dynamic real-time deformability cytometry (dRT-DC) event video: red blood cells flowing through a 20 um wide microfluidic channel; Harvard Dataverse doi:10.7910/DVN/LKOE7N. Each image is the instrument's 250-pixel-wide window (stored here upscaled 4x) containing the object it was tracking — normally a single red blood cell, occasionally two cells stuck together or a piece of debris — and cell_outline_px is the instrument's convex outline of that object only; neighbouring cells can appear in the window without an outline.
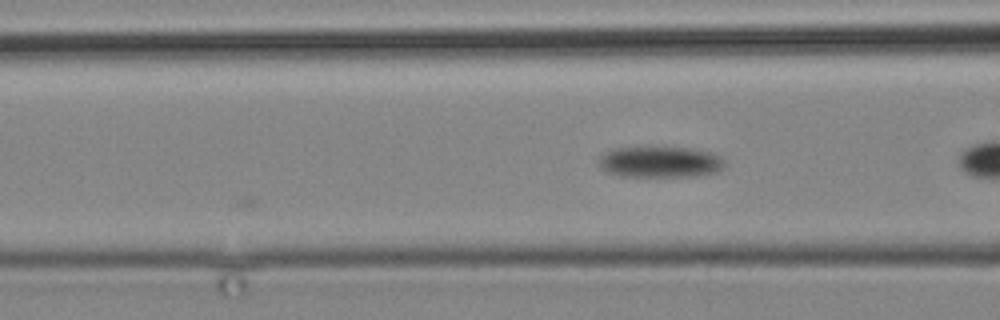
{"species": "common noctule bat (a hibernating species)", "species_latin": "Nyctalus noctula", "temperature_condition": "cold", "stored_images_in_passage": 7, "camera_frame_rate_fps": 3000, "um_per_image_px": 0.085, "animal": {"sex": "male", "body_mass_g": 19.2, "forearm_length_mm": 51.8}, "frame": {"image": 1, "passage_image": 7, "time_ms": 8.0, "image_size_px": [1000, 320], "cell_outline_px": [[724, 164], [720, 172], [696, 176], [620, 176], [604, 172], [600, 168], [596, 160], [604, 152], [612, 148], [692, 148], [712, 152], [720, 156], [724, 160]], "centroid_in_image_um": [56.08, 13.78], "position_along_channel_um": 110.5, "area_um2": 23.06}}